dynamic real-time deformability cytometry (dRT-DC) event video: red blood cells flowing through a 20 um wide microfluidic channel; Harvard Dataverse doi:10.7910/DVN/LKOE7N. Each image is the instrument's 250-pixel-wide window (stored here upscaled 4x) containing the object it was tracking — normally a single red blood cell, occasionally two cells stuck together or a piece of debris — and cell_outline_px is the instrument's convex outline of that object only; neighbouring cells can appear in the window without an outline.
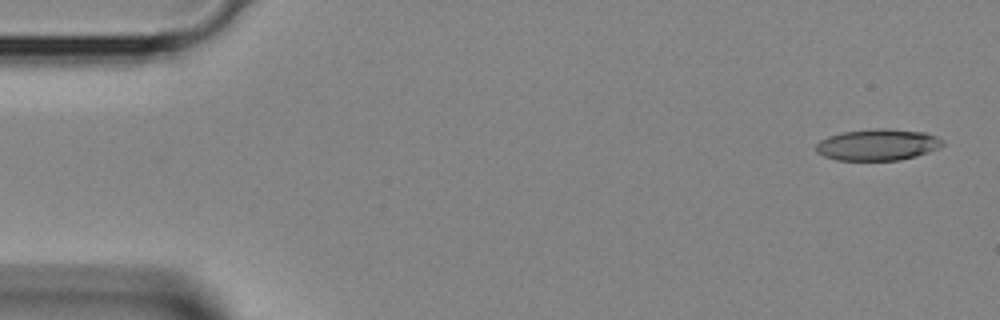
{"species": "Egyptian fruit bat (a non-hibernating species)", "species_latin": "Rousettus aegyptiacus", "temperature_condition": "room temperature", "stored_images_in_passage": 3, "camera_frame_rate_fps": 3000, "um_per_image_px": 0.085, "animal": {"sex": "female"}, "frame": {"image": 1, "passage_image": 1, "time_ms": 0.0, "image_size_px": [1000, 320], "cell_outline_px": [[944, 144], [928, 152], [916, 156], [900, 160], [836, 160], [824, 156], [816, 152], [816, 144], [820, 140], [828, 136], [844, 132], [876, 128], [888, 128], [924, 132], [936, 136]], "centroid_in_image_um": [74.57, 12.3], "position_along_channel_um": 10.4, "area_um2": 23.06}}
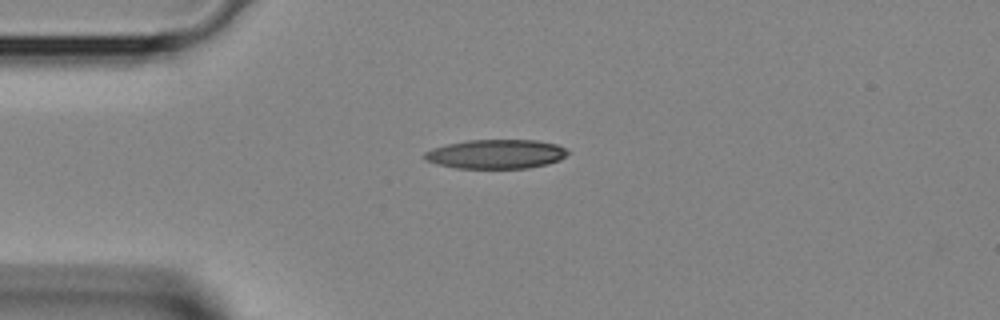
{"frame": {"image": 2, "passage_image": 3, "time_ms": 0.667, "image_size_px": [1000, 320], "cell_outline_px": [[568, 152], [560, 160], [548, 164], [528, 168], [456, 168], [424, 160], [424, 152], [432, 148], [448, 144], [468, 140], [536, 140], [556, 144], [564, 148]], "centroid_in_image_um": [42.15, 13.09], "position_along_channel_um": 42.8, "area_um2": 24.22}}